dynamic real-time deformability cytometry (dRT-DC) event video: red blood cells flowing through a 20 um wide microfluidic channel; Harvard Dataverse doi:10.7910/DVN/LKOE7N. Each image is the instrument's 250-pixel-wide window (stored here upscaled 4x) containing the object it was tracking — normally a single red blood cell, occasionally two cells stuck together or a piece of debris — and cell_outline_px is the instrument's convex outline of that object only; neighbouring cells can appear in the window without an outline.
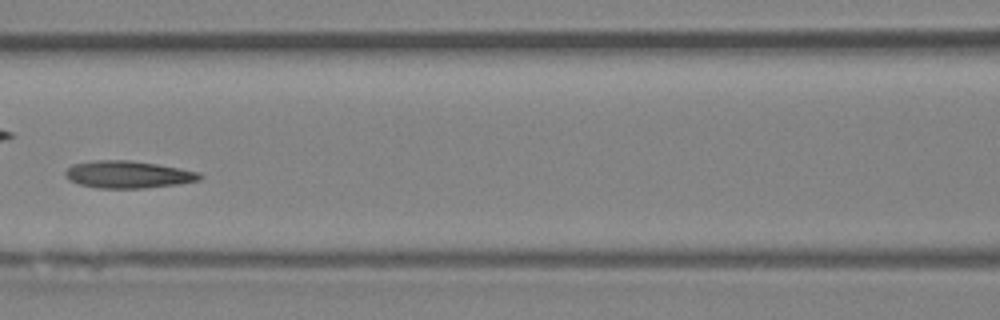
{"species": "Egyptian fruit bat (a non-hibernating species)", "species_latin": "Rousettus aegyptiacus", "temperature_condition": "room temperature", "stored_images_in_passage": 6, "camera_frame_rate_fps": 3000, "um_per_image_px": 0.085, "animal": {"sex": "female"}, "frame": {"image": 1, "passage_image": 5, "time_ms": 4.667, "image_size_px": [1000, 320], "cell_outline_px": [[204, 176], [200, 180], [180, 184], [144, 188], [96, 188], [80, 184], [68, 180], [64, 176], [64, 172], [72, 164], [96, 160], [128, 160], [156, 164], [180, 168], [200, 172]], "centroid_in_image_um": [10.89, 14.83], "position_along_channel_um": 155.7, "area_um2": 21.5}}
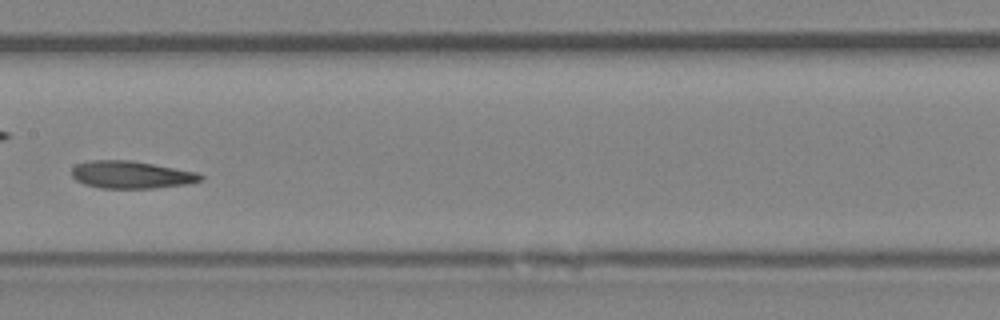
{"frame": {"image": 2, "passage_image": 6, "time_ms": 5.667, "image_size_px": [1000, 320], "cell_outline_px": [[204, 176], [200, 180], [188, 184], [152, 188], [100, 188], [84, 184], [76, 180], [72, 176], [72, 168], [76, 164], [88, 160], [132, 160], [196, 172]], "centroid_in_image_um": [11.12, 14.85], "position_along_channel_um": 196.3, "area_um2": 20.58}}